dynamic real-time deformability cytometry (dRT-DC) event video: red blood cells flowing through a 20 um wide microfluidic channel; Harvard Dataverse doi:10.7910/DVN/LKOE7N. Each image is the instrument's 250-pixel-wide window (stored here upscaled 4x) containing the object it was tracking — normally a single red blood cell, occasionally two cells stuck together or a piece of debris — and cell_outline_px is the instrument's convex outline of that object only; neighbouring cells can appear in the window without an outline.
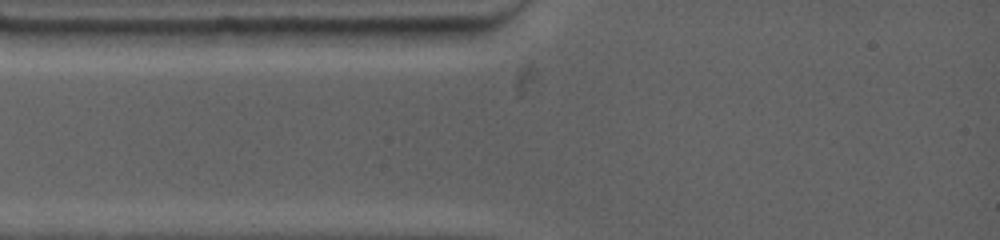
{"species": "common noctule bat (a hibernating species)", "species_latin": "Nyctalus noctula", "temperature_condition": "warm", "stored_images_in_passage": 4, "camera_frame_rate_fps": 4500, "um_per_image_px": 0.085, "animal": {"sex": "female", "body_mass_g": 19.0, "forearm_length_mm": 53.3}, "frame": {"image": 1, "passage_image": 1, "time_ms": 0.0, "image_size_px": [1000, 240], "cell_outline_px": [[472, 36], [444, 44], [416, 48], [364, 48], [360, 44], [360, 28], [472, 28]], "centroid_in_image_um": [34.9, 3.15], "position_along_channel_um": 50.1, "area_um2": 14.1}}